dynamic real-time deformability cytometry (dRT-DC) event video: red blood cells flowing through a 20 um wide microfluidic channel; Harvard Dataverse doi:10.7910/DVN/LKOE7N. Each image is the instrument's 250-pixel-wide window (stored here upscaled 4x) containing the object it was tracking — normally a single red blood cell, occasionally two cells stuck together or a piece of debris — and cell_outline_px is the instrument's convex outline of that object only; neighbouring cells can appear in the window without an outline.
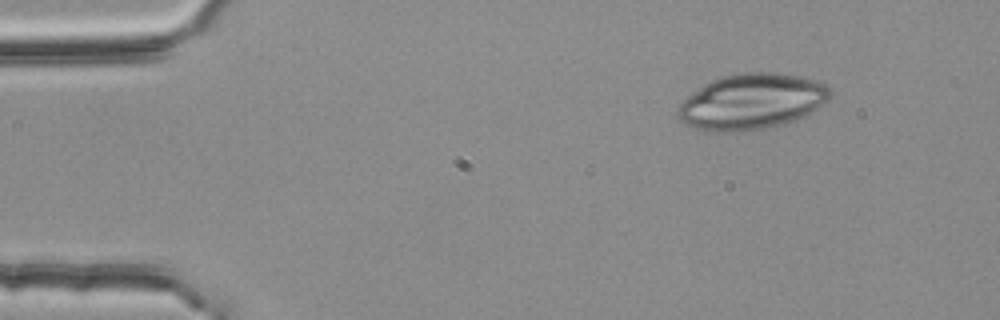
{"species": "common noctule bat (a hibernating species)", "species_latin": "Nyctalus noctula", "temperature_condition": "room temperature", "stored_images_in_passage": 3, "camera_frame_rate_fps": 3000, "um_per_image_px": 0.085, "animal": {"sex": "female", "body_mass_g": 25.1}, "frame": {"image": 1, "passage_image": 1, "time_ms": 0.0, "image_size_px": [1000, 320], "cell_outline_px": [[832, 92], [828, 100], [804, 116], [780, 124], [740, 132], [708, 132], [696, 128], [688, 124], [676, 112], [676, 108], [692, 92], [704, 84], [712, 80], [724, 76], [744, 72], [772, 72], [796, 76], [816, 80], [832, 88]], "centroid_in_image_um": [63.89, 8.63], "position_along_channel_um": 21.1, "area_um2": 48.84}}